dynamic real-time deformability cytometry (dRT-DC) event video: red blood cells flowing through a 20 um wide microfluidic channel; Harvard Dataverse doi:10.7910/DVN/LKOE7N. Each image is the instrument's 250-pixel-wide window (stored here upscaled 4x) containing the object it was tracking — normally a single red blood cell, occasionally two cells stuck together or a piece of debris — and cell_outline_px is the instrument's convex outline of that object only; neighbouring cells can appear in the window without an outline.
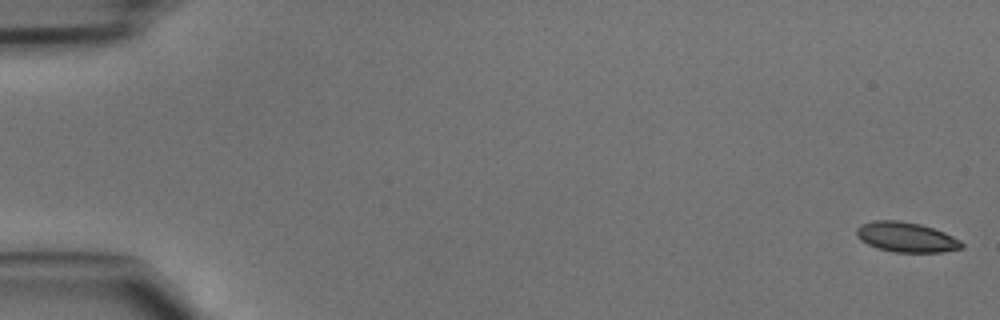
{"species": "common noctule bat (a hibernating species)", "species_latin": "Nyctalus noctula", "temperature_condition": "cold", "stored_images_in_passage": 47, "camera_frame_rate_fps": 3000, "um_per_image_px": 0.085, "animal": {"sex": "male", "body_mass_g": 15.6}, "frame": {"image": 1, "passage_image": 1, "time_ms": 0.0, "image_size_px": [1000, 320], "cell_outline_px": [[964, 248], [940, 252], [896, 252], [876, 248], [860, 240], [856, 236], [856, 228], [860, 224], [872, 220], [896, 220], [920, 224], [944, 232], [960, 240], [964, 244]], "centroid_in_image_um": [77.0, 20.15], "position_along_channel_um": 8.0, "area_um2": 18.44}}
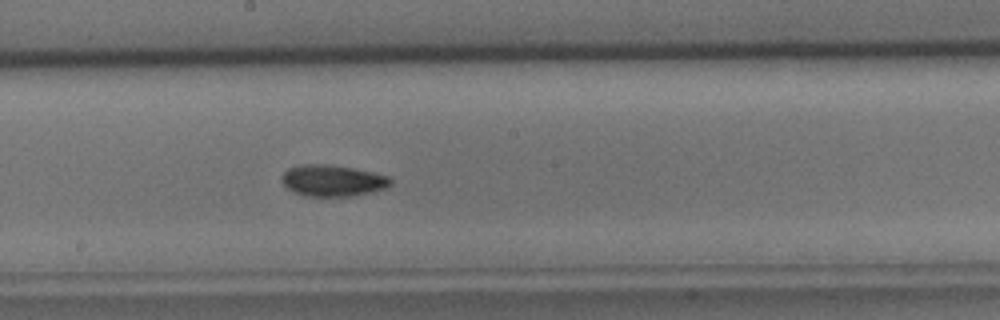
{"frame": {"image": 2, "passage_image": 26, "time_ms": 8.333, "image_size_px": [1000, 320], "cell_outline_px": [[392, 184], [384, 188], [372, 192], [348, 196], [308, 196], [296, 192], [288, 188], [280, 180], [280, 176], [288, 168], [300, 164], [324, 164], [352, 168], [372, 172], [388, 176], [392, 180]], "centroid_in_image_um": [28.25, 15.34], "position_along_channel_um": 219.9, "area_um2": 19.77}}
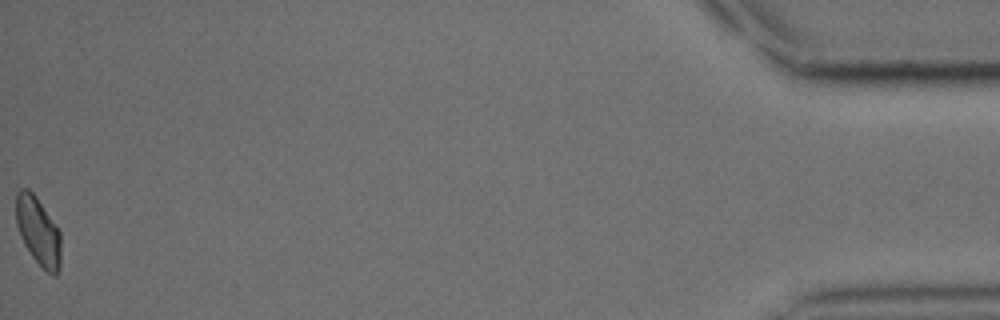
{"frame": {"image": 3, "passage_image": 47, "time_ms": 15.333, "image_size_px": [1000, 320], "cell_outline_px": [[60, 268], [56, 276], [52, 276], [32, 256], [24, 244], [16, 224], [16, 192], [20, 188], [28, 188], [36, 196], [60, 232]], "centroid_in_image_um": [3.24, 19.64], "position_along_channel_um": 432.0, "area_um2": 17.69}}